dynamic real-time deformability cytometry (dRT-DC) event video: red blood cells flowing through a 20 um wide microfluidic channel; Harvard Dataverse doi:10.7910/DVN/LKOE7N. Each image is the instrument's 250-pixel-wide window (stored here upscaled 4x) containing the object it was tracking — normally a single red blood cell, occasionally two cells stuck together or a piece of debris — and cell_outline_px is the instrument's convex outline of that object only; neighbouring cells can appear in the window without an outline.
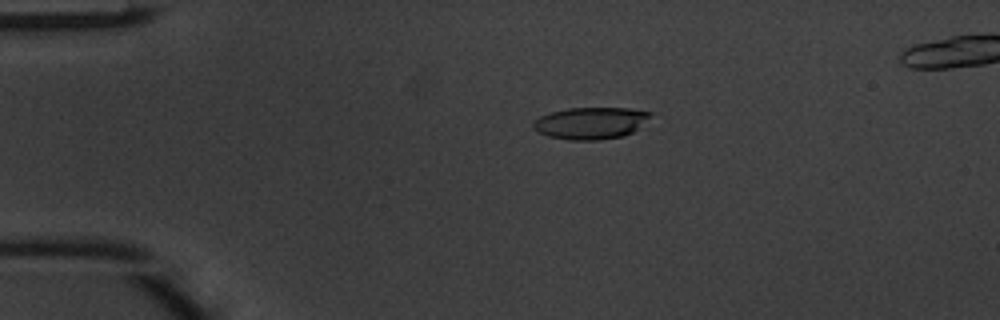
{"species": "common noctule bat (a hibernating species)", "species_latin": "Nyctalus noctula", "temperature_condition": "warm", "stored_images_in_passage": 48, "camera_frame_rate_fps": 3000, "um_per_image_px": 0.085, "animal": {"sex": "male", "body_mass_g": 20.1, "forearm_length_mm": 53.5}, "frame": {"image": 1, "passage_image": 10, "time_ms": 3.0, "image_size_px": [1000, 320], "cell_outline_px": [[652, 116], [632, 132], [624, 136], [600, 140], [568, 140], [548, 136], [532, 128], [532, 124], [540, 116], [552, 112], [568, 108], [628, 108], [652, 112]], "centroid_in_image_um": [50.21, 10.46], "position_along_channel_um": 34.8, "area_um2": 21.73}}
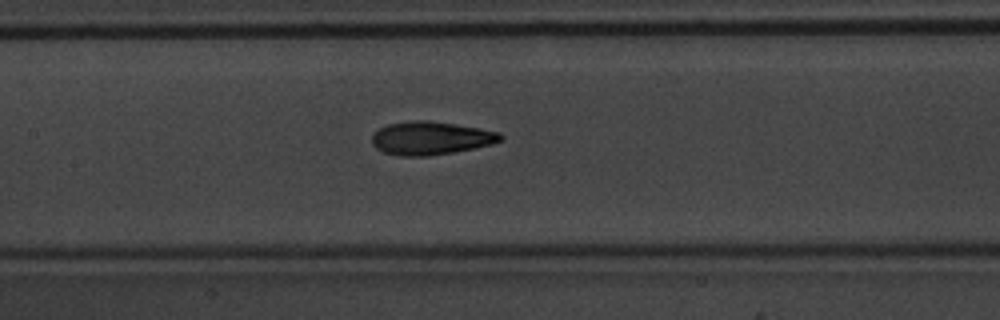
{"frame": {"image": 2, "passage_image": 23, "time_ms": 7.333, "image_size_px": [1000, 320], "cell_outline_px": [[504, 140], [492, 144], [452, 152], [428, 156], [400, 156], [384, 152], [376, 148], [372, 144], [372, 132], [388, 124], [416, 120], [428, 120], [480, 128], [500, 132], [504, 136]], "centroid_in_image_um": [36.62, 11.74], "position_along_channel_um": 170.8, "area_um2": 24.91}}
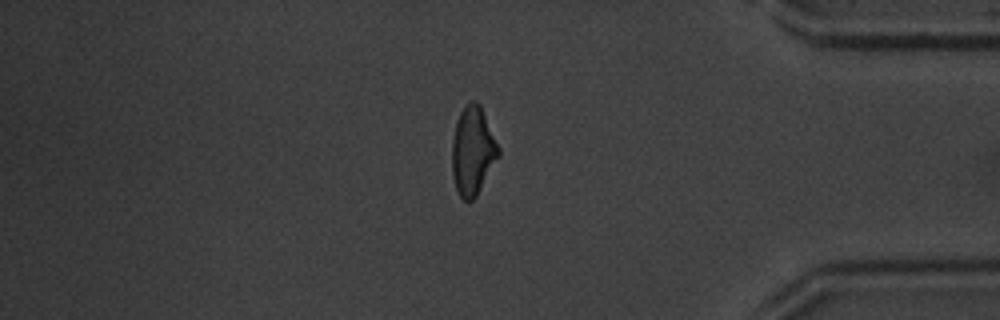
{"frame": {"image": 3, "passage_image": 41, "time_ms": 13.333, "image_size_px": [1000, 320], "cell_outline_px": [[500, 156], [476, 196], [468, 204], [460, 196], [456, 188], [452, 176], [452, 140], [456, 124], [460, 112], [472, 100], [476, 100], [480, 104], [500, 148]], "centroid_in_image_um": [40.19, 12.85], "position_along_channel_um": 395.0, "area_um2": 23.99}}